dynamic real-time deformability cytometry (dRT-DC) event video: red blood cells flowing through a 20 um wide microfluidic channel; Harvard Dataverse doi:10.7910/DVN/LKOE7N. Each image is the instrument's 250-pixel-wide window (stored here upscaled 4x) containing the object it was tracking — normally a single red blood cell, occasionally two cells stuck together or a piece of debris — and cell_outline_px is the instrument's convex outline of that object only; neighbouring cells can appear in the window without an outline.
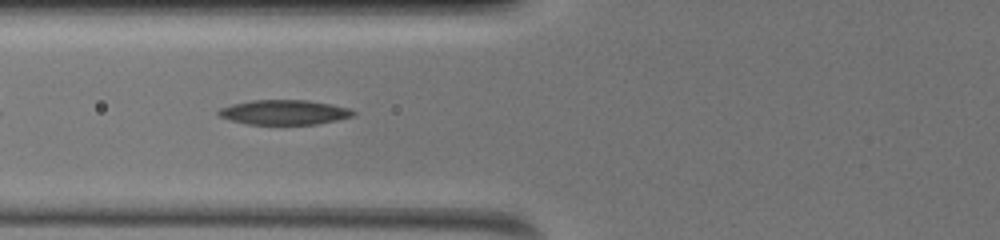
{"species": "common noctule bat (a hibernating species)", "species_latin": "Nyctalus noctula", "temperature_condition": "warm", "stored_images_in_passage": 11, "camera_frame_rate_fps": 3000, "um_per_image_px": 0.085, "animal": {"sex": "female", "body_mass_g": 19.5, "forearm_length_mm": 54.1}, "frame": {"image": 1, "passage_image": 5, "time_ms": 1.333, "image_size_px": [1000, 240], "cell_outline_px": [[356, 112], [352, 116], [336, 120], [316, 124], [248, 124], [232, 120], [220, 116], [216, 112], [220, 108], [232, 104], [252, 100], [308, 100], [348, 108]], "centroid_in_image_um": [24.13, 9.54], "position_along_channel_um": 101.7, "area_um2": 19.13}}
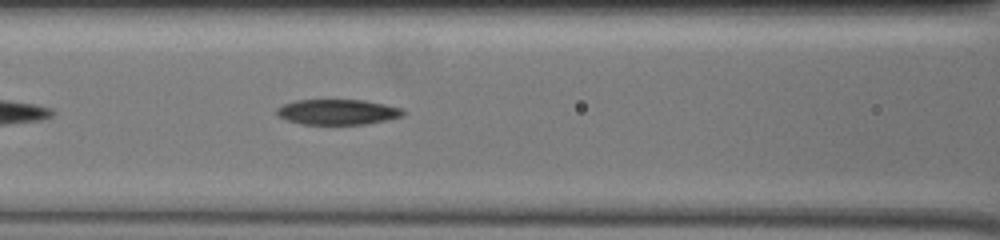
{"frame": {"image": 2, "passage_image": 8, "time_ms": 2.333, "image_size_px": [1000, 240], "cell_outline_px": [[404, 116], [364, 124], [304, 124], [288, 120], [280, 116], [276, 112], [276, 108], [284, 104], [296, 100], [364, 100], [384, 104], [400, 108], [404, 112]], "centroid_in_image_um": [28.69, 9.51], "position_along_channel_um": 137.9, "area_um2": 18.38}}